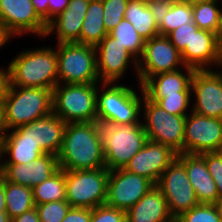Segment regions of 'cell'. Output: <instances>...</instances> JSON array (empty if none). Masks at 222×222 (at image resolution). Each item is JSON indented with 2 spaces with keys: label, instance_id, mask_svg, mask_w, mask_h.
<instances>
[{
  "label": "cell",
  "instance_id": "obj_28",
  "mask_svg": "<svg viewBox=\"0 0 222 222\" xmlns=\"http://www.w3.org/2000/svg\"><path fill=\"white\" fill-rule=\"evenodd\" d=\"M157 13L158 30L163 36H167L182 24L194 23L192 6L181 1L157 8Z\"/></svg>",
  "mask_w": 222,
  "mask_h": 222
},
{
  "label": "cell",
  "instance_id": "obj_38",
  "mask_svg": "<svg viewBox=\"0 0 222 222\" xmlns=\"http://www.w3.org/2000/svg\"><path fill=\"white\" fill-rule=\"evenodd\" d=\"M201 155L204 157L208 171L215 181L219 198H222V152H207Z\"/></svg>",
  "mask_w": 222,
  "mask_h": 222
},
{
  "label": "cell",
  "instance_id": "obj_41",
  "mask_svg": "<svg viewBox=\"0 0 222 222\" xmlns=\"http://www.w3.org/2000/svg\"><path fill=\"white\" fill-rule=\"evenodd\" d=\"M69 0L48 1V23L68 8Z\"/></svg>",
  "mask_w": 222,
  "mask_h": 222
},
{
  "label": "cell",
  "instance_id": "obj_52",
  "mask_svg": "<svg viewBox=\"0 0 222 222\" xmlns=\"http://www.w3.org/2000/svg\"><path fill=\"white\" fill-rule=\"evenodd\" d=\"M0 222H11V219L7 213H0Z\"/></svg>",
  "mask_w": 222,
  "mask_h": 222
},
{
  "label": "cell",
  "instance_id": "obj_26",
  "mask_svg": "<svg viewBox=\"0 0 222 222\" xmlns=\"http://www.w3.org/2000/svg\"><path fill=\"white\" fill-rule=\"evenodd\" d=\"M3 138V155H9V159H5L3 163L27 164L34 159L39 158L45 152L30 140H22L14 129L10 132H4Z\"/></svg>",
  "mask_w": 222,
  "mask_h": 222
},
{
  "label": "cell",
  "instance_id": "obj_42",
  "mask_svg": "<svg viewBox=\"0 0 222 222\" xmlns=\"http://www.w3.org/2000/svg\"><path fill=\"white\" fill-rule=\"evenodd\" d=\"M48 1L49 0H31L38 16L48 24Z\"/></svg>",
  "mask_w": 222,
  "mask_h": 222
},
{
  "label": "cell",
  "instance_id": "obj_36",
  "mask_svg": "<svg viewBox=\"0 0 222 222\" xmlns=\"http://www.w3.org/2000/svg\"><path fill=\"white\" fill-rule=\"evenodd\" d=\"M192 95H167L159 99L156 104L170 114L187 116V110L191 103Z\"/></svg>",
  "mask_w": 222,
  "mask_h": 222
},
{
  "label": "cell",
  "instance_id": "obj_16",
  "mask_svg": "<svg viewBox=\"0 0 222 222\" xmlns=\"http://www.w3.org/2000/svg\"><path fill=\"white\" fill-rule=\"evenodd\" d=\"M191 94L195 102L190 111L222 119V85L211 70H195L191 79Z\"/></svg>",
  "mask_w": 222,
  "mask_h": 222
},
{
  "label": "cell",
  "instance_id": "obj_34",
  "mask_svg": "<svg viewBox=\"0 0 222 222\" xmlns=\"http://www.w3.org/2000/svg\"><path fill=\"white\" fill-rule=\"evenodd\" d=\"M40 222H62L71 205L66 201H52L35 206Z\"/></svg>",
  "mask_w": 222,
  "mask_h": 222
},
{
  "label": "cell",
  "instance_id": "obj_2",
  "mask_svg": "<svg viewBox=\"0 0 222 222\" xmlns=\"http://www.w3.org/2000/svg\"><path fill=\"white\" fill-rule=\"evenodd\" d=\"M8 65L11 86L53 90L58 84L57 51L52 47L22 50Z\"/></svg>",
  "mask_w": 222,
  "mask_h": 222
},
{
  "label": "cell",
  "instance_id": "obj_40",
  "mask_svg": "<svg viewBox=\"0 0 222 222\" xmlns=\"http://www.w3.org/2000/svg\"><path fill=\"white\" fill-rule=\"evenodd\" d=\"M91 209L71 207L62 222H90Z\"/></svg>",
  "mask_w": 222,
  "mask_h": 222
},
{
  "label": "cell",
  "instance_id": "obj_37",
  "mask_svg": "<svg viewBox=\"0 0 222 222\" xmlns=\"http://www.w3.org/2000/svg\"><path fill=\"white\" fill-rule=\"evenodd\" d=\"M199 28L195 23L182 24L174 31L170 32L167 37L170 42L176 47L181 53L186 46H190L193 31H197Z\"/></svg>",
  "mask_w": 222,
  "mask_h": 222
},
{
  "label": "cell",
  "instance_id": "obj_43",
  "mask_svg": "<svg viewBox=\"0 0 222 222\" xmlns=\"http://www.w3.org/2000/svg\"><path fill=\"white\" fill-rule=\"evenodd\" d=\"M11 222H40L39 214L36 208L24 212L18 217L11 219Z\"/></svg>",
  "mask_w": 222,
  "mask_h": 222
},
{
  "label": "cell",
  "instance_id": "obj_11",
  "mask_svg": "<svg viewBox=\"0 0 222 222\" xmlns=\"http://www.w3.org/2000/svg\"><path fill=\"white\" fill-rule=\"evenodd\" d=\"M156 186L165 197L174 219L199 204L185 167L177 157L163 172Z\"/></svg>",
  "mask_w": 222,
  "mask_h": 222
},
{
  "label": "cell",
  "instance_id": "obj_19",
  "mask_svg": "<svg viewBox=\"0 0 222 222\" xmlns=\"http://www.w3.org/2000/svg\"><path fill=\"white\" fill-rule=\"evenodd\" d=\"M59 169L58 158L45 153L27 164L3 163L1 175L12 183L33 188Z\"/></svg>",
  "mask_w": 222,
  "mask_h": 222
},
{
  "label": "cell",
  "instance_id": "obj_25",
  "mask_svg": "<svg viewBox=\"0 0 222 222\" xmlns=\"http://www.w3.org/2000/svg\"><path fill=\"white\" fill-rule=\"evenodd\" d=\"M124 18L146 40L160 35L157 8L146 0H128Z\"/></svg>",
  "mask_w": 222,
  "mask_h": 222
},
{
  "label": "cell",
  "instance_id": "obj_44",
  "mask_svg": "<svg viewBox=\"0 0 222 222\" xmlns=\"http://www.w3.org/2000/svg\"><path fill=\"white\" fill-rule=\"evenodd\" d=\"M8 83V69L0 68V105H2Z\"/></svg>",
  "mask_w": 222,
  "mask_h": 222
},
{
  "label": "cell",
  "instance_id": "obj_53",
  "mask_svg": "<svg viewBox=\"0 0 222 222\" xmlns=\"http://www.w3.org/2000/svg\"><path fill=\"white\" fill-rule=\"evenodd\" d=\"M215 205L218 209L219 215H220L221 220H222V198H219V200L215 203Z\"/></svg>",
  "mask_w": 222,
  "mask_h": 222
},
{
  "label": "cell",
  "instance_id": "obj_21",
  "mask_svg": "<svg viewBox=\"0 0 222 222\" xmlns=\"http://www.w3.org/2000/svg\"><path fill=\"white\" fill-rule=\"evenodd\" d=\"M89 3L90 0H69L68 8L47 24L45 37L55 33L58 44L80 43L82 23Z\"/></svg>",
  "mask_w": 222,
  "mask_h": 222
},
{
  "label": "cell",
  "instance_id": "obj_6",
  "mask_svg": "<svg viewBox=\"0 0 222 222\" xmlns=\"http://www.w3.org/2000/svg\"><path fill=\"white\" fill-rule=\"evenodd\" d=\"M106 168H124L145 145L147 135L141 123L101 125Z\"/></svg>",
  "mask_w": 222,
  "mask_h": 222
},
{
  "label": "cell",
  "instance_id": "obj_39",
  "mask_svg": "<svg viewBox=\"0 0 222 222\" xmlns=\"http://www.w3.org/2000/svg\"><path fill=\"white\" fill-rule=\"evenodd\" d=\"M90 222H126V211L107 205L91 209Z\"/></svg>",
  "mask_w": 222,
  "mask_h": 222
},
{
  "label": "cell",
  "instance_id": "obj_3",
  "mask_svg": "<svg viewBox=\"0 0 222 222\" xmlns=\"http://www.w3.org/2000/svg\"><path fill=\"white\" fill-rule=\"evenodd\" d=\"M53 90L7 85L1 105L4 132L53 112Z\"/></svg>",
  "mask_w": 222,
  "mask_h": 222
},
{
  "label": "cell",
  "instance_id": "obj_31",
  "mask_svg": "<svg viewBox=\"0 0 222 222\" xmlns=\"http://www.w3.org/2000/svg\"><path fill=\"white\" fill-rule=\"evenodd\" d=\"M110 36L117 39L121 45L136 58L138 61L143 52L145 46V39L135 30L132 23L125 18L112 29L109 33Z\"/></svg>",
  "mask_w": 222,
  "mask_h": 222
},
{
  "label": "cell",
  "instance_id": "obj_23",
  "mask_svg": "<svg viewBox=\"0 0 222 222\" xmlns=\"http://www.w3.org/2000/svg\"><path fill=\"white\" fill-rule=\"evenodd\" d=\"M177 158L185 167L198 202L215 204L219 200V195L204 157L201 154L180 153L177 154Z\"/></svg>",
  "mask_w": 222,
  "mask_h": 222
},
{
  "label": "cell",
  "instance_id": "obj_7",
  "mask_svg": "<svg viewBox=\"0 0 222 222\" xmlns=\"http://www.w3.org/2000/svg\"><path fill=\"white\" fill-rule=\"evenodd\" d=\"M56 51L58 84L99 83L95 46L77 42L57 43Z\"/></svg>",
  "mask_w": 222,
  "mask_h": 222
},
{
  "label": "cell",
  "instance_id": "obj_4",
  "mask_svg": "<svg viewBox=\"0 0 222 222\" xmlns=\"http://www.w3.org/2000/svg\"><path fill=\"white\" fill-rule=\"evenodd\" d=\"M100 85L102 90L97 91V122L101 125L141 123L139 117L145 95L141 85L142 98L134 87L113 82H102Z\"/></svg>",
  "mask_w": 222,
  "mask_h": 222
},
{
  "label": "cell",
  "instance_id": "obj_45",
  "mask_svg": "<svg viewBox=\"0 0 222 222\" xmlns=\"http://www.w3.org/2000/svg\"><path fill=\"white\" fill-rule=\"evenodd\" d=\"M0 213H6L5 178L0 175Z\"/></svg>",
  "mask_w": 222,
  "mask_h": 222
},
{
  "label": "cell",
  "instance_id": "obj_18",
  "mask_svg": "<svg viewBox=\"0 0 222 222\" xmlns=\"http://www.w3.org/2000/svg\"><path fill=\"white\" fill-rule=\"evenodd\" d=\"M67 123L55 113L14 128L22 140H30L45 153L58 155L64 139Z\"/></svg>",
  "mask_w": 222,
  "mask_h": 222
},
{
  "label": "cell",
  "instance_id": "obj_46",
  "mask_svg": "<svg viewBox=\"0 0 222 222\" xmlns=\"http://www.w3.org/2000/svg\"><path fill=\"white\" fill-rule=\"evenodd\" d=\"M150 5L156 8L170 6L180 0H146Z\"/></svg>",
  "mask_w": 222,
  "mask_h": 222
},
{
  "label": "cell",
  "instance_id": "obj_14",
  "mask_svg": "<svg viewBox=\"0 0 222 222\" xmlns=\"http://www.w3.org/2000/svg\"><path fill=\"white\" fill-rule=\"evenodd\" d=\"M0 25L12 37L32 33L44 38L47 31L31 0H0Z\"/></svg>",
  "mask_w": 222,
  "mask_h": 222
},
{
  "label": "cell",
  "instance_id": "obj_12",
  "mask_svg": "<svg viewBox=\"0 0 222 222\" xmlns=\"http://www.w3.org/2000/svg\"><path fill=\"white\" fill-rule=\"evenodd\" d=\"M154 186L148 178L123 168L109 170L105 205L127 211Z\"/></svg>",
  "mask_w": 222,
  "mask_h": 222
},
{
  "label": "cell",
  "instance_id": "obj_49",
  "mask_svg": "<svg viewBox=\"0 0 222 222\" xmlns=\"http://www.w3.org/2000/svg\"><path fill=\"white\" fill-rule=\"evenodd\" d=\"M220 67L222 69V56L219 58V60L215 63V67ZM216 77L220 80V83L222 85V70L220 71H214L213 69L211 70Z\"/></svg>",
  "mask_w": 222,
  "mask_h": 222
},
{
  "label": "cell",
  "instance_id": "obj_5",
  "mask_svg": "<svg viewBox=\"0 0 222 222\" xmlns=\"http://www.w3.org/2000/svg\"><path fill=\"white\" fill-rule=\"evenodd\" d=\"M98 84H57L53 113L66 123L96 122Z\"/></svg>",
  "mask_w": 222,
  "mask_h": 222
},
{
  "label": "cell",
  "instance_id": "obj_1",
  "mask_svg": "<svg viewBox=\"0 0 222 222\" xmlns=\"http://www.w3.org/2000/svg\"><path fill=\"white\" fill-rule=\"evenodd\" d=\"M57 158L62 170L106 168L101 124L97 121L67 123Z\"/></svg>",
  "mask_w": 222,
  "mask_h": 222
},
{
  "label": "cell",
  "instance_id": "obj_24",
  "mask_svg": "<svg viewBox=\"0 0 222 222\" xmlns=\"http://www.w3.org/2000/svg\"><path fill=\"white\" fill-rule=\"evenodd\" d=\"M168 203L155 185L126 211V222H173Z\"/></svg>",
  "mask_w": 222,
  "mask_h": 222
},
{
  "label": "cell",
  "instance_id": "obj_30",
  "mask_svg": "<svg viewBox=\"0 0 222 222\" xmlns=\"http://www.w3.org/2000/svg\"><path fill=\"white\" fill-rule=\"evenodd\" d=\"M65 170L59 168L51 177L32 188L35 205L66 200Z\"/></svg>",
  "mask_w": 222,
  "mask_h": 222
},
{
  "label": "cell",
  "instance_id": "obj_17",
  "mask_svg": "<svg viewBox=\"0 0 222 222\" xmlns=\"http://www.w3.org/2000/svg\"><path fill=\"white\" fill-rule=\"evenodd\" d=\"M176 157L177 153L170 147L148 139L123 169L144 176L156 185Z\"/></svg>",
  "mask_w": 222,
  "mask_h": 222
},
{
  "label": "cell",
  "instance_id": "obj_8",
  "mask_svg": "<svg viewBox=\"0 0 222 222\" xmlns=\"http://www.w3.org/2000/svg\"><path fill=\"white\" fill-rule=\"evenodd\" d=\"M107 168L65 170L66 201L71 207L94 209L105 205L107 198Z\"/></svg>",
  "mask_w": 222,
  "mask_h": 222
},
{
  "label": "cell",
  "instance_id": "obj_33",
  "mask_svg": "<svg viewBox=\"0 0 222 222\" xmlns=\"http://www.w3.org/2000/svg\"><path fill=\"white\" fill-rule=\"evenodd\" d=\"M177 222H222L215 204L199 203L175 219Z\"/></svg>",
  "mask_w": 222,
  "mask_h": 222
},
{
  "label": "cell",
  "instance_id": "obj_10",
  "mask_svg": "<svg viewBox=\"0 0 222 222\" xmlns=\"http://www.w3.org/2000/svg\"><path fill=\"white\" fill-rule=\"evenodd\" d=\"M185 67L181 53L167 36L158 35L145 41L144 52L138 60V87L149 77L173 72Z\"/></svg>",
  "mask_w": 222,
  "mask_h": 222
},
{
  "label": "cell",
  "instance_id": "obj_20",
  "mask_svg": "<svg viewBox=\"0 0 222 222\" xmlns=\"http://www.w3.org/2000/svg\"><path fill=\"white\" fill-rule=\"evenodd\" d=\"M180 70L149 77L141 85L145 96L156 103L167 95H192L191 79L195 69L185 66L184 73Z\"/></svg>",
  "mask_w": 222,
  "mask_h": 222
},
{
  "label": "cell",
  "instance_id": "obj_32",
  "mask_svg": "<svg viewBox=\"0 0 222 222\" xmlns=\"http://www.w3.org/2000/svg\"><path fill=\"white\" fill-rule=\"evenodd\" d=\"M218 1L210 0L192 6L193 22L199 29L216 33L221 13Z\"/></svg>",
  "mask_w": 222,
  "mask_h": 222
},
{
  "label": "cell",
  "instance_id": "obj_54",
  "mask_svg": "<svg viewBox=\"0 0 222 222\" xmlns=\"http://www.w3.org/2000/svg\"><path fill=\"white\" fill-rule=\"evenodd\" d=\"M4 133V129L2 126V114H1V105H0V136H2Z\"/></svg>",
  "mask_w": 222,
  "mask_h": 222
},
{
  "label": "cell",
  "instance_id": "obj_22",
  "mask_svg": "<svg viewBox=\"0 0 222 222\" xmlns=\"http://www.w3.org/2000/svg\"><path fill=\"white\" fill-rule=\"evenodd\" d=\"M221 56L216 33L202 29L193 31L190 46L181 52L184 65L195 70H211Z\"/></svg>",
  "mask_w": 222,
  "mask_h": 222
},
{
  "label": "cell",
  "instance_id": "obj_48",
  "mask_svg": "<svg viewBox=\"0 0 222 222\" xmlns=\"http://www.w3.org/2000/svg\"><path fill=\"white\" fill-rule=\"evenodd\" d=\"M12 36L6 31V29L0 25V48L4 46Z\"/></svg>",
  "mask_w": 222,
  "mask_h": 222
},
{
  "label": "cell",
  "instance_id": "obj_50",
  "mask_svg": "<svg viewBox=\"0 0 222 222\" xmlns=\"http://www.w3.org/2000/svg\"><path fill=\"white\" fill-rule=\"evenodd\" d=\"M0 157H2L3 158V138H2V136H0ZM2 158H0L1 159V161H0V175H1V173H2V169H3V159Z\"/></svg>",
  "mask_w": 222,
  "mask_h": 222
},
{
  "label": "cell",
  "instance_id": "obj_9",
  "mask_svg": "<svg viewBox=\"0 0 222 222\" xmlns=\"http://www.w3.org/2000/svg\"><path fill=\"white\" fill-rule=\"evenodd\" d=\"M141 122L147 139L170 147L177 154L184 153V129L186 116L170 114L145 95L142 102Z\"/></svg>",
  "mask_w": 222,
  "mask_h": 222
},
{
  "label": "cell",
  "instance_id": "obj_51",
  "mask_svg": "<svg viewBox=\"0 0 222 222\" xmlns=\"http://www.w3.org/2000/svg\"><path fill=\"white\" fill-rule=\"evenodd\" d=\"M181 2L187 3L191 6L202 3V2H206V1H210V0H180Z\"/></svg>",
  "mask_w": 222,
  "mask_h": 222
},
{
  "label": "cell",
  "instance_id": "obj_29",
  "mask_svg": "<svg viewBox=\"0 0 222 222\" xmlns=\"http://www.w3.org/2000/svg\"><path fill=\"white\" fill-rule=\"evenodd\" d=\"M6 213L10 219L35 208L32 188L5 179Z\"/></svg>",
  "mask_w": 222,
  "mask_h": 222
},
{
  "label": "cell",
  "instance_id": "obj_27",
  "mask_svg": "<svg viewBox=\"0 0 222 222\" xmlns=\"http://www.w3.org/2000/svg\"><path fill=\"white\" fill-rule=\"evenodd\" d=\"M102 0H90L82 23L80 43L96 46L108 33L103 23Z\"/></svg>",
  "mask_w": 222,
  "mask_h": 222
},
{
  "label": "cell",
  "instance_id": "obj_15",
  "mask_svg": "<svg viewBox=\"0 0 222 222\" xmlns=\"http://www.w3.org/2000/svg\"><path fill=\"white\" fill-rule=\"evenodd\" d=\"M97 70L100 83L120 82L128 66L134 65L138 76V61L117 39L107 34L96 46ZM132 59V60H131ZM132 63H131V61ZM131 63V64H130Z\"/></svg>",
  "mask_w": 222,
  "mask_h": 222
},
{
  "label": "cell",
  "instance_id": "obj_13",
  "mask_svg": "<svg viewBox=\"0 0 222 222\" xmlns=\"http://www.w3.org/2000/svg\"><path fill=\"white\" fill-rule=\"evenodd\" d=\"M191 114V115H190ZM186 116L184 153L203 154L222 150V119L198 115Z\"/></svg>",
  "mask_w": 222,
  "mask_h": 222
},
{
  "label": "cell",
  "instance_id": "obj_35",
  "mask_svg": "<svg viewBox=\"0 0 222 222\" xmlns=\"http://www.w3.org/2000/svg\"><path fill=\"white\" fill-rule=\"evenodd\" d=\"M128 0H102L104 8L103 23L107 33L124 19Z\"/></svg>",
  "mask_w": 222,
  "mask_h": 222
},
{
  "label": "cell",
  "instance_id": "obj_47",
  "mask_svg": "<svg viewBox=\"0 0 222 222\" xmlns=\"http://www.w3.org/2000/svg\"><path fill=\"white\" fill-rule=\"evenodd\" d=\"M216 38H217V43H218L219 50H220L221 55H222V11L220 13L219 24H218V28H217V31H216Z\"/></svg>",
  "mask_w": 222,
  "mask_h": 222
}]
</instances>
